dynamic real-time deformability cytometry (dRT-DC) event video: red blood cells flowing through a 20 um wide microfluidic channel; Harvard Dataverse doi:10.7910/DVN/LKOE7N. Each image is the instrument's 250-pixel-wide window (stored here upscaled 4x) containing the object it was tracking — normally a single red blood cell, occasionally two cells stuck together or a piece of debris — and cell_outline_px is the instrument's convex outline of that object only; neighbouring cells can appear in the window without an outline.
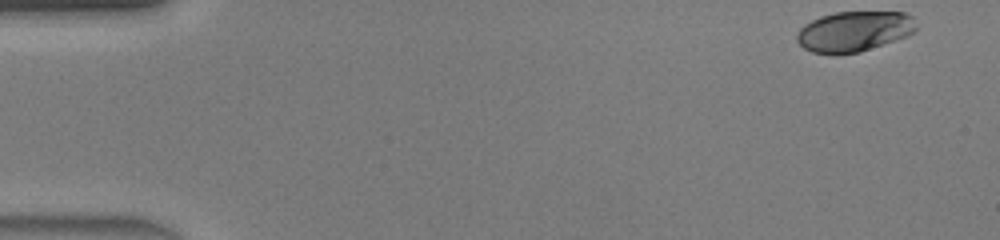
{"species": "human", "species_latin": "Homo sapiens", "temperature_condition": "warm", "stored_images_in_passage": 45, "camera_frame_rate_fps": 3000, "um_per_image_px": 0.085, "donor": {"sex": "male"}, "frame": {"image": 1, "passage_image": 1, "time_ms": 0.0, "image_size_px": [1000, 240], "cell_outline_px": [[916, 28], [908, 36], [860, 52], [812, 52], [804, 48], [796, 40], [796, 32], [804, 24], [820, 16], [836, 12], [904, 12], [912, 16]], "centroid_in_image_um": [72.59, 2.64], "position_along_channel_um": 12.4, "area_um2": 27.69}}
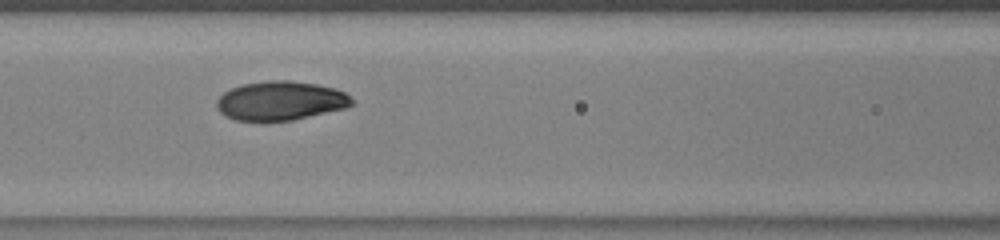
{"frame": {"image": 2, "passage_image": 19, "time_ms": 6.0, "image_size_px": [1000, 240], "cell_outline_px": [[352, 104], [348, 108], [292, 120], [264, 124], [236, 120], [224, 116], [216, 108], [216, 100], [224, 92], [240, 84], [268, 80], [288, 80], [316, 84], [336, 88], [344, 92], [352, 100]], "centroid_in_image_um": [23.79, 8.6], "position_along_channel_um": 142.8, "area_um2": 31.62}}
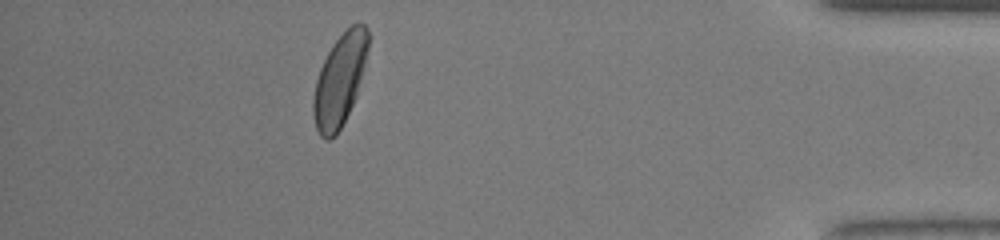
{"frame": {"image": 3, "passage_image": 40, "time_ms": 13.0, "image_size_px": [1000, 240], "cell_outline_px": [[368, 48], [356, 96], [336, 136], [328, 140], [324, 140], [320, 136], [316, 128], [312, 112], [312, 100], [316, 80], [320, 68], [332, 44], [352, 24], [364, 24], [368, 28]], "centroid_in_image_um": [28.84, 6.83], "position_along_channel_um": 406.4, "area_um2": 28.96}, "authors_computed_cell_mechanics": {"area_um2": 29.9404, "velocity_mm_per_s": 4.4589, "shape_relaxation_time_tau1_ms": 2.5278, "shape_relaxation_time_tau2_ms": null, "deformation_change_tau1": 0.1495, "deformation_change_tau2": null}}